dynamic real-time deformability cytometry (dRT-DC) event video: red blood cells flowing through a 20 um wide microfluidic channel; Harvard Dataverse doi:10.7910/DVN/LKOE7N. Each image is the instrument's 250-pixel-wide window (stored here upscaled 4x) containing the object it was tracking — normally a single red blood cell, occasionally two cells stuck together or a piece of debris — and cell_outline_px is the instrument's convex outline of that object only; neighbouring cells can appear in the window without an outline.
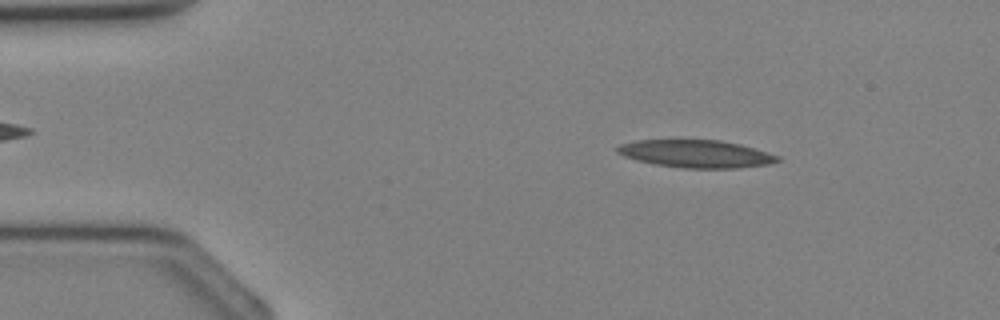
{"species": "Egyptian fruit bat (a non-hibernating species)", "species_latin": "Rousettus aegyptiacus", "temperature_condition": "cold", "stored_images_in_passage": 34, "camera_frame_rate_fps": 3000, "um_per_image_px": 0.085, "animal": {"sex": "female"}, "frame": {"image": 1, "passage_image": 4, "time_ms": 1.0, "image_size_px": [1000, 320], "cell_outline_px": [[780, 160], [768, 164], [740, 168], [684, 168], [656, 164], [636, 160], [624, 156], [616, 152], [616, 148], [620, 144], [636, 140], [720, 140], [740, 144], [768, 152], [780, 156]], "centroid_in_image_um": [59.17, 13.07], "position_along_channel_um": 25.8, "area_um2": 25.78}}
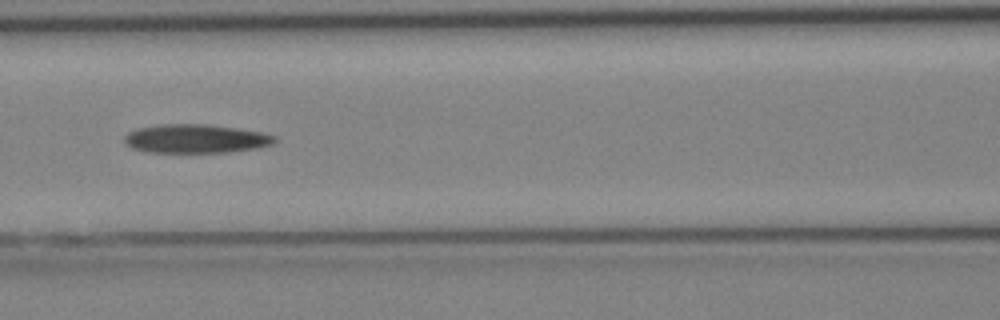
{"frame": {"image": 2, "passage_image": 14, "time_ms": 4.333, "image_size_px": [1000, 320], "cell_outline_px": [[276, 140], [272, 144], [256, 148], [228, 152], [144, 152], [132, 148], [124, 144], [124, 136], [128, 132], [136, 128], [160, 124], [208, 124], [260, 132], [276, 136]], "centroid_in_image_um": [16.57, 11.79], "position_along_channel_um": 150.0, "area_um2": 25.2}}
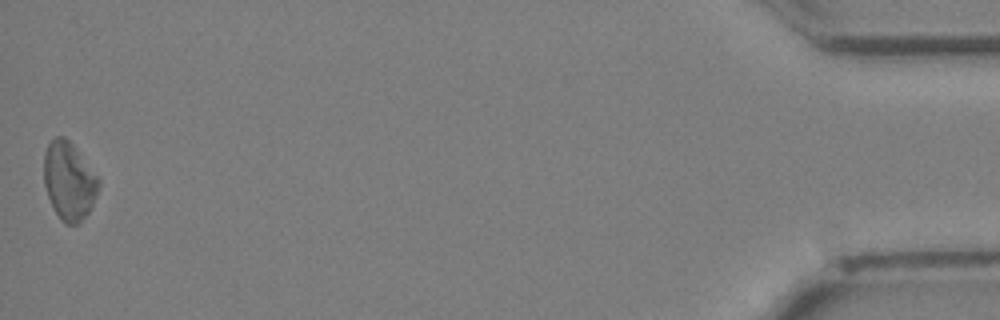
{"frame": {"image": 3, "passage_image": 34, "time_ms": 11.0, "image_size_px": [1000, 320], "cell_outline_px": [[100, 184], [96, 196], [88, 212], [80, 224], [64, 224], [60, 220], [52, 208], [44, 184], [44, 152], [48, 144], [56, 136], [64, 136], [72, 144], [100, 180]], "centroid_in_image_um": [5.85, 15.42], "position_along_channel_um": 429.4, "area_um2": 24.8}}